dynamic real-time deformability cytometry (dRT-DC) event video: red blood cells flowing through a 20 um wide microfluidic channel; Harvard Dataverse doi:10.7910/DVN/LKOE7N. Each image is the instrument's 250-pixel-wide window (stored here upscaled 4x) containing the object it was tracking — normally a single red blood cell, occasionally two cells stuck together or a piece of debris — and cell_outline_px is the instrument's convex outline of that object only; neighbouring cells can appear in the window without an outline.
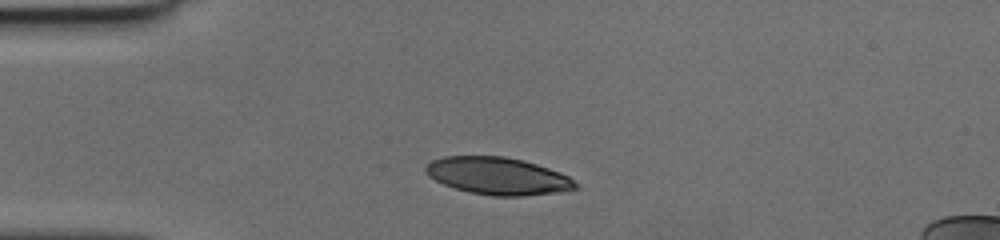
{"species": "human", "species_latin": "Homo sapiens", "temperature_condition": "cold", "stored_images_in_passage": 28, "camera_frame_rate_fps": 3000, "um_per_image_px": 0.085, "donor": {"sex": "female"}, "frame": {"image": 1, "passage_image": 1, "time_ms": 0.0, "image_size_px": [1000, 240], "cell_outline_px": [[580, 188], [556, 192], [520, 196], [492, 196], [468, 192], [444, 184], [428, 176], [424, 172], [424, 168], [432, 160], [444, 156], [504, 156], [524, 160], [560, 172], [568, 176], [580, 184]], "centroid_in_image_um": [42.33, 14.95], "position_along_channel_um": 42.7, "area_um2": 32.66}}
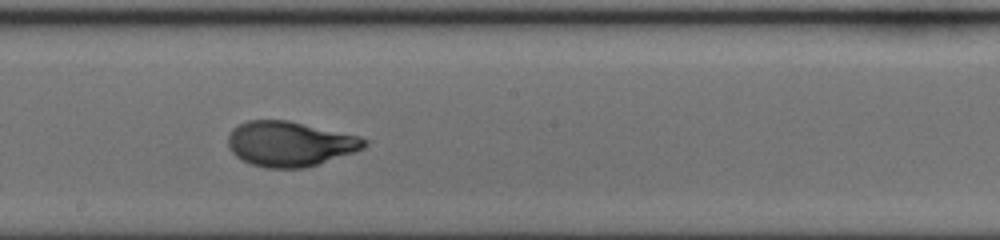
{"frame": {"image": 2, "passage_image": 16, "time_ms": 5.0, "image_size_px": [1000, 240], "cell_outline_px": [[368, 144], [364, 148], [304, 168], [264, 168], [240, 160], [228, 148], [228, 136], [232, 128], [248, 120], [288, 120], [360, 136], [368, 140]], "centroid_in_image_um": [24.6, 12.22], "position_along_channel_um": 223.6, "area_um2": 35.66}}
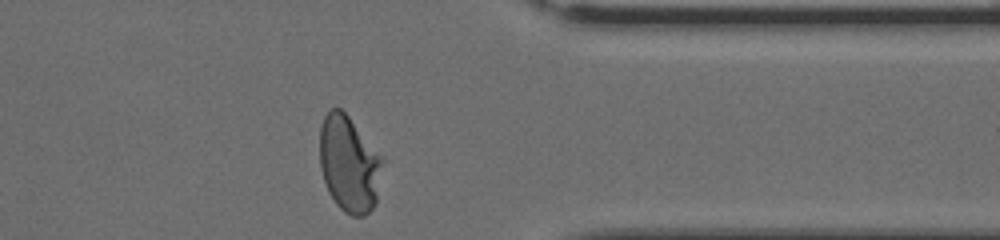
{"frame": {"image": 3, "passage_image": 28, "time_ms": 9.0, "image_size_px": [1000, 240], "cell_outline_px": [[384, 160], [376, 204], [364, 216], [352, 216], [344, 212], [336, 204], [328, 192], [320, 168], [320, 124], [324, 116], [332, 108], [340, 108], [348, 116]], "centroid_in_image_um": [29.66, 13.96], "position_along_channel_um": 381.7, "area_um2": 35.14}}